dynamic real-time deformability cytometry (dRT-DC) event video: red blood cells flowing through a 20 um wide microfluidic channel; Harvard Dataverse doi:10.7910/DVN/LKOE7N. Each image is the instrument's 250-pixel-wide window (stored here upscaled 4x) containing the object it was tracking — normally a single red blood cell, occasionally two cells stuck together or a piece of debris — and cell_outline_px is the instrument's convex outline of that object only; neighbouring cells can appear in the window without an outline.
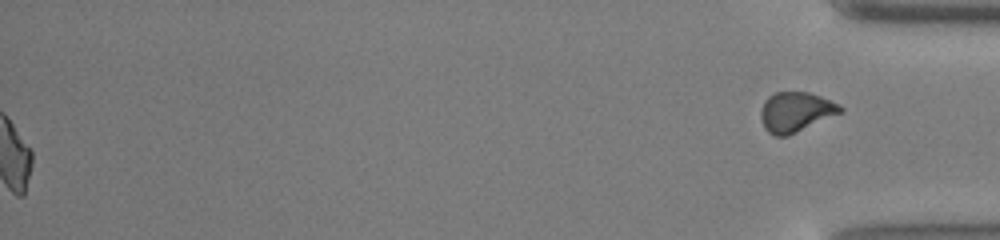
{"species": "common noctule bat (a hibernating species)", "species_latin": "Nyctalus noctula", "temperature_condition": "cold", "stored_images_in_passage": 50, "segment_of_instrument_passage": [2, 2], "camera_frame_rate_fps": 3000, "um_per_image_px": 0.085, "animal": {"sex": "male", "body_mass_g": 13.0, "forearm_length_mm": 53.1}, "frame": {"image": 1, "passage_image": 50, "time_ms": 16.333, "image_size_px": [1000, 240], "cell_outline_px": [[844, 112], [788, 136], [776, 136], [768, 132], [764, 128], [760, 120], [760, 112], [764, 100], [768, 96], [776, 92], [808, 92], [820, 96], [844, 108]], "centroid_in_image_um": [67.61, 9.53], "position_along_channel_um": 367.6, "area_um2": 18.61}}